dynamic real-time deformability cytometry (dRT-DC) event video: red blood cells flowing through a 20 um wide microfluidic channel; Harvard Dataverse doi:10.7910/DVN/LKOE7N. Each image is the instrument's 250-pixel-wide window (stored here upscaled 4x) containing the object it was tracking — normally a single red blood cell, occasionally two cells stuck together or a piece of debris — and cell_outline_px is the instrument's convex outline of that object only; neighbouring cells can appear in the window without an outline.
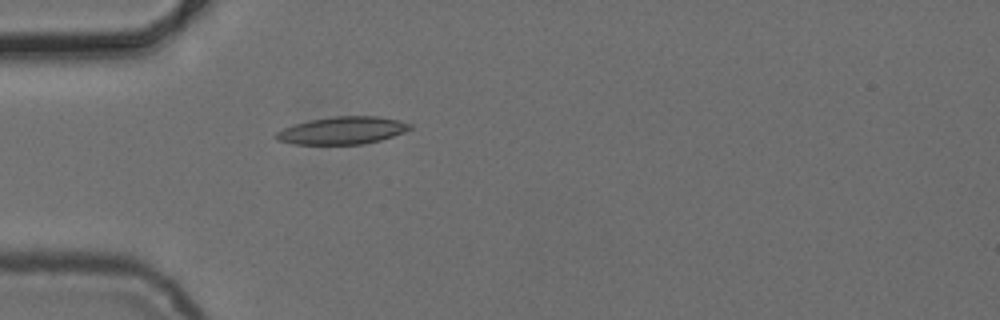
{"species": "common noctule bat (a hibernating species)", "species_latin": "Nyctalus noctula", "temperature_condition": "cold", "stored_images_in_passage": 4, "camera_frame_rate_fps": 3000, "um_per_image_px": 0.085, "animal": {"sex": "female", "body_mass_g": 24.6, "forearm_length_mm": 56.2}, "frame": {"image": 1, "passage_image": 4, "time_ms": 6.333, "image_size_px": [1000, 320], "cell_outline_px": [[412, 128], [404, 132], [380, 140], [364, 144], [292, 144], [276, 140], [272, 136], [276, 132], [284, 128], [308, 120], [332, 116], [376, 116], [400, 120], [412, 124]], "centroid_in_image_um": [29.08, 11.09], "position_along_channel_um": 55.9, "area_um2": 21.56}}